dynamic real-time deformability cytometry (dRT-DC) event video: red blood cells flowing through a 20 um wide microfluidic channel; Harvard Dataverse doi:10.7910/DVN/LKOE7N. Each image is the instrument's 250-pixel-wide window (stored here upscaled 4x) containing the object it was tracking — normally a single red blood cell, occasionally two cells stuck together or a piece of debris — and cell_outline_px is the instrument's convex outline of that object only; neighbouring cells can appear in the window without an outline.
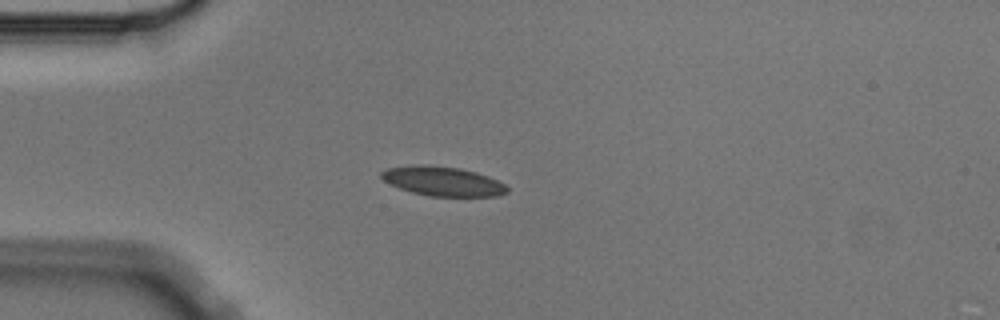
{"species": "Egyptian fruit bat (a non-hibernating species)", "species_latin": "Rousettus aegyptiacus", "temperature_condition": "cold", "stored_images_in_passage": 4, "camera_frame_rate_fps": 3000, "um_per_image_px": 0.085, "animal": {"sex": "male"}, "frame": {"image": 1, "passage_image": 4, "time_ms": 1.0, "image_size_px": [1000, 320], "cell_outline_px": [[508, 192], [496, 196], [428, 196], [412, 192], [400, 188], [384, 180], [380, 176], [380, 172], [388, 168], [416, 164], [424, 164], [460, 168], [476, 172], [488, 176], [504, 184], [508, 188]], "centroid_in_image_um": [37.63, 15.4], "position_along_channel_um": 47.4, "area_um2": 21.44}}